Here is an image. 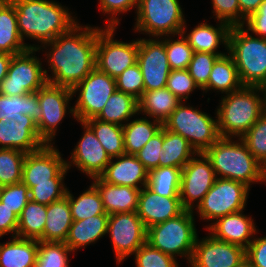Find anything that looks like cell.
I'll list each match as a JSON object with an SVG mask.
<instances>
[{"instance_id": "obj_1", "label": "cell", "mask_w": 266, "mask_h": 267, "mask_svg": "<svg viewBox=\"0 0 266 267\" xmlns=\"http://www.w3.org/2000/svg\"><path fill=\"white\" fill-rule=\"evenodd\" d=\"M96 44L97 26L77 23L66 33L40 46L39 50H49L45 55L52 76L44 69L48 83L70 89L80 83L96 67Z\"/></svg>"}, {"instance_id": "obj_2", "label": "cell", "mask_w": 266, "mask_h": 267, "mask_svg": "<svg viewBox=\"0 0 266 267\" xmlns=\"http://www.w3.org/2000/svg\"><path fill=\"white\" fill-rule=\"evenodd\" d=\"M16 9L21 39H33L41 45L51 42L78 23L62 4L53 0H10Z\"/></svg>"}, {"instance_id": "obj_3", "label": "cell", "mask_w": 266, "mask_h": 267, "mask_svg": "<svg viewBox=\"0 0 266 267\" xmlns=\"http://www.w3.org/2000/svg\"><path fill=\"white\" fill-rule=\"evenodd\" d=\"M220 101L215 113L219 134L225 138H241L265 112L262 87L242 86Z\"/></svg>"}, {"instance_id": "obj_4", "label": "cell", "mask_w": 266, "mask_h": 267, "mask_svg": "<svg viewBox=\"0 0 266 267\" xmlns=\"http://www.w3.org/2000/svg\"><path fill=\"white\" fill-rule=\"evenodd\" d=\"M220 137L204 153L210 159L216 177L234 180L250 188L262 183V165L238 138Z\"/></svg>"}, {"instance_id": "obj_5", "label": "cell", "mask_w": 266, "mask_h": 267, "mask_svg": "<svg viewBox=\"0 0 266 267\" xmlns=\"http://www.w3.org/2000/svg\"><path fill=\"white\" fill-rule=\"evenodd\" d=\"M227 52L233 58L243 86L266 84V39L254 37L242 26H232Z\"/></svg>"}, {"instance_id": "obj_6", "label": "cell", "mask_w": 266, "mask_h": 267, "mask_svg": "<svg viewBox=\"0 0 266 267\" xmlns=\"http://www.w3.org/2000/svg\"><path fill=\"white\" fill-rule=\"evenodd\" d=\"M193 213L184 210L175 218L147 228L146 242L175 259L185 257L189 264L198 236Z\"/></svg>"}, {"instance_id": "obj_7", "label": "cell", "mask_w": 266, "mask_h": 267, "mask_svg": "<svg viewBox=\"0 0 266 267\" xmlns=\"http://www.w3.org/2000/svg\"><path fill=\"white\" fill-rule=\"evenodd\" d=\"M181 102L172 112L163 126L183 136L197 153L205 152L221 136L218 130L217 116L215 119L206 112Z\"/></svg>"}, {"instance_id": "obj_8", "label": "cell", "mask_w": 266, "mask_h": 267, "mask_svg": "<svg viewBox=\"0 0 266 267\" xmlns=\"http://www.w3.org/2000/svg\"><path fill=\"white\" fill-rule=\"evenodd\" d=\"M134 29L149 37L177 36L186 24L179 0H139Z\"/></svg>"}, {"instance_id": "obj_9", "label": "cell", "mask_w": 266, "mask_h": 267, "mask_svg": "<svg viewBox=\"0 0 266 267\" xmlns=\"http://www.w3.org/2000/svg\"><path fill=\"white\" fill-rule=\"evenodd\" d=\"M37 51H39L37 48H28L12 56L7 75L0 84L1 94L26 95L37 92L48 82L41 59L35 56Z\"/></svg>"}, {"instance_id": "obj_10", "label": "cell", "mask_w": 266, "mask_h": 267, "mask_svg": "<svg viewBox=\"0 0 266 267\" xmlns=\"http://www.w3.org/2000/svg\"><path fill=\"white\" fill-rule=\"evenodd\" d=\"M249 191L243 183L217 177L195 210L201 220L215 222L220 217L245 210Z\"/></svg>"}, {"instance_id": "obj_11", "label": "cell", "mask_w": 266, "mask_h": 267, "mask_svg": "<svg viewBox=\"0 0 266 267\" xmlns=\"http://www.w3.org/2000/svg\"><path fill=\"white\" fill-rule=\"evenodd\" d=\"M73 96L79 94L74 109L77 122L95 118L104 108L109 97L115 92V78L96 67L72 89Z\"/></svg>"}, {"instance_id": "obj_12", "label": "cell", "mask_w": 266, "mask_h": 267, "mask_svg": "<svg viewBox=\"0 0 266 267\" xmlns=\"http://www.w3.org/2000/svg\"><path fill=\"white\" fill-rule=\"evenodd\" d=\"M115 29L97 26L96 68L112 78L137 63L138 57V39L129 43L113 39Z\"/></svg>"}, {"instance_id": "obj_13", "label": "cell", "mask_w": 266, "mask_h": 267, "mask_svg": "<svg viewBox=\"0 0 266 267\" xmlns=\"http://www.w3.org/2000/svg\"><path fill=\"white\" fill-rule=\"evenodd\" d=\"M41 119L36 123L40 138L48 145H54L56 131L60 122L68 112L74 117L73 107H69L72 100V90L68 87L46 83L37 92Z\"/></svg>"}, {"instance_id": "obj_14", "label": "cell", "mask_w": 266, "mask_h": 267, "mask_svg": "<svg viewBox=\"0 0 266 267\" xmlns=\"http://www.w3.org/2000/svg\"><path fill=\"white\" fill-rule=\"evenodd\" d=\"M107 234L120 265L146 242L147 229L137 212H122L109 215Z\"/></svg>"}, {"instance_id": "obj_15", "label": "cell", "mask_w": 266, "mask_h": 267, "mask_svg": "<svg viewBox=\"0 0 266 267\" xmlns=\"http://www.w3.org/2000/svg\"><path fill=\"white\" fill-rule=\"evenodd\" d=\"M195 156L182 168L179 191L182 207L192 211L212 188L217 178L205 153H196Z\"/></svg>"}, {"instance_id": "obj_16", "label": "cell", "mask_w": 266, "mask_h": 267, "mask_svg": "<svg viewBox=\"0 0 266 267\" xmlns=\"http://www.w3.org/2000/svg\"><path fill=\"white\" fill-rule=\"evenodd\" d=\"M137 63L143 75L144 91L166 87L171 68L163 37L138 38Z\"/></svg>"}, {"instance_id": "obj_17", "label": "cell", "mask_w": 266, "mask_h": 267, "mask_svg": "<svg viewBox=\"0 0 266 267\" xmlns=\"http://www.w3.org/2000/svg\"><path fill=\"white\" fill-rule=\"evenodd\" d=\"M208 234L201 240L197 236L191 267H237L246 258V249Z\"/></svg>"}, {"instance_id": "obj_18", "label": "cell", "mask_w": 266, "mask_h": 267, "mask_svg": "<svg viewBox=\"0 0 266 267\" xmlns=\"http://www.w3.org/2000/svg\"><path fill=\"white\" fill-rule=\"evenodd\" d=\"M84 132L76 147L71 153V161L66 166L71 169L74 165L88 177H99L109 164L111 157L106 153L93 130L85 123L80 122Z\"/></svg>"}, {"instance_id": "obj_19", "label": "cell", "mask_w": 266, "mask_h": 267, "mask_svg": "<svg viewBox=\"0 0 266 267\" xmlns=\"http://www.w3.org/2000/svg\"><path fill=\"white\" fill-rule=\"evenodd\" d=\"M56 146L44 145L38 151L27 153L23 164L22 182L30 189L34 183L50 182L65 167L66 160Z\"/></svg>"}, {"instance_id": "obj_20", "label": "cell", "mask_w": 266, "mask_h": 267, "mask_svg": "<svg viewBox=\"0 0 266 267\" xmlns=\"http://www.w3.org/2000/svg\"><path fill=\"white\" fill-rule=\"evenodd\" d=\"M47 145L39 136L36 122L24 115V118L0 120V148L15 149L24 153H33Z\"/></svg>"}, {"instance_id": "obj_21", "label": "cell", "mask_w": 266, "mask_h": 267, "mask_svg": "<svg viewBox=\"0 0 266 267\" xmlns=\"http://www.w3.org/2000/svg\"><path fill=\"white\" fill-rule=\"evenodd\" d=\"M184 210L180 197L158 195L147 185L140 190L136 212L146 229L175 218Z\"/></svg>"}, {"instance_id": "obj_22", "label": "cell", "mask_w": 266, "mask_h": 267, "mask_svg": "<svg viewBox=\"0 0 266 267\" xmlns=\"http://www.w3.org/2000/svg\"><path fill=\"white\" fill-rule=\"evenodd\" d=\"M243 210L218 218L207 225V230L217 240L238 245L247 249L257 229L252 217L243 214ZM252 236V237H251Z\"/></svg>"}, {"instance_id": "obj_23", "label": "cell", "mask_w": 266, "mask_h": 267, "mask_svg": "<svg viewBox=\"0 0 266 267\" xmlns=\"http://www.w3.org/2000/svg\"><path fill=\"white\" fill-rule=\"evenodd\" d=\"M148 174L143 163L135 155L125 153L111 158L105 171L99 177L112 185L142 189L148 183Z\"/></svg>"}, {"instance_id": "obj_24", "label": "cell", "mask_w": 266, "mask_h": 267, "mask_svg": "<svg viewBox=\"0 0 266 267\" xmlns=\"http://www.w3.org/2000/svg\"><path fill=\"white\" fill-rule=\"evenodd\" d=\"M218 22L219 24L216 25L217 27H214L207 22L200 23L188 34H186L187 27L184 24L181 34L193 48L194 52H206L222 56L226 53L217 51V48L219 45L223 44L225 50H228V40L231 26L222 21Z\"/></svg>"}, {"instance_id": "obj_25", "label": "cell", "mask_w": 266, "mask_h": 267, "mask_svg": "<svg viewBox=\"0 0 266 267\" xmlns=\"http://www.w3.org/2000/svg\"><path fill=\"white\" fill-rule=\"evenodd\" d=\"M92 185L98 190L108 215L122 212H136L141 189L124 185H112L100 177L92 178Z\"/></svg>"}, {"instance_id": "obj_26", "label": "cell", "mask_w": 266, "mask_h": 267, "mask_svg": "<svg viewBox=\"0 0 266 267\" xmlns=\"http://www.w3.org/2000/svg\"><path fill=\"white\" fill-rule=\"evenodd\" d=\"M28 48H34V44L21 39L15 6L10 0H0V52L15 55Z\"/></svg>"}, {"instance_id": "obj_27", "label": "cell", "mask_w": 266, "mask_h": 267, "mask_svg": "<svg viewBox=\"0 0 266 267\" xmlns=\"http://www.w3.org/2000/svg\"><path fill=\"white\" fill-rule=\"evenodd\" d=\"M108 214L95 215L79 221H73L65 244L73 251L95 243L107 234ZM81 247V248H80Z\"/></svg>"}, {"instance_id": "obj_28", "label": "cell", "mask_w": 266, "mask_h": 267, "mask_svg": "<svg viewBox=\"0 0 266 267\" xmlns=\"http://www.w3.org/2000/svg\"><path fill=\"white\" fill-rule=\"evenodd\" d=\"M39 241L13 237L0 243V267H35Z\"/></svg>"}, {"instance_id": "obj_29", "label": "cell", "mask_w": 266, "mask_h": 267, "mask_svg": "<svg viewBox=\"0 0 266 267\" xmlns=\"http://www.w3.org/2000/svg\"><path fill=\"white\" fill-rule=\"evenodd\" d=\"M182 101L166 87L153 91H144L138 100V113L153 118L162 124Z\"/></svg>"}, {"instance_id": "obj_30", "label": "cell", "mask_w": 266, "mask_h": 267, "mask_svg": "<svg viewBox=\"0 0 266 267\" xmlns=\"http://www.w3.org/2000/svg\"><path fill=\"white\" fill-rule=\"evenodd\" d=\"M46 214L43 241L65 242L73 223L69 200L64 197L47 205Z\"/></svg>"}, {"instance_id": "obj_31", "label": "cell", "mask_w": 266, "mask_h": 267, "mask_svg": "<svg viewBox=\"0 0 266 267\" xmlns=\"http://www.w3.org/2000/svg\"><path fill=\"white\" fill-rule=\"evenodd\" d=\"M162 152L159 157V167L168 166L180 169L197 153L183 136L167 130L164 126Z\"/></svg>"}, {"instance_id": "obj_32", "label": "cell", "mask_w": 266, "mask_h": 267, "mask_svg": "<svg viewBox=\"0 0 266 267\" xmlns=\"http://www.w3.org/2000/svg\"><path fill=\"white\" fill-rule=\"evenodd\" d=\"M226 53L216 59L207 86L202 90L203 93L213 89L221 94H229L243 86L233 58L228 52Z\"/></svg>"}, {"instance_id": "obj_33", "label": "cell", "mask_w": 266, "mask_h": 267, "mask_svg": "<svg viewBox=\"0 0 266 267\" xmlns=\"http://www.w3.org/2000/svg\"><path fill=\"white\" fill-rule=\"evenodd\" d=\"M24 115H28L36 123L41 119L42 113L36 92L16 96L0 93V120L24 118Z\"/></svg>"}, {"instance_id": "obj_34", "label": "cell", "mask_w": 266, "mask_h": 267, "mask_svg": "<svg viewBox=\"0 0 266 267\" xmlns=\"http://www.w3.org/2000/svg\"><path fill=\"white\" fill-rule=\"evenodd\" d=\"M136 114L139 115L138 100L129 94L115 90L95 118L124 126Z\"/></svg>"}, {"instance_id": "obj_35", "label": "cell", "mask_w": 266, "mask_h": 267, "mask_svg": "<svg viewBox=\"0 0 266 267\" xmlns=\"http://www.w3.org/2000/svg\"><path fill=\"white\" fill-rule=\"evenodd\" d=\"M148 120L147 117L135 118L123 126L125 153L135 155L143 146L158 133L163 124L157 120Z\"/></svg>"}, {"instance_id": "obj_36", "label": "cell", "mask_w": 266, "mask_h": 267, "mask_svg": "<svg viewBox=\"0 0 266 267\" xmlns=\"http://www.w3.org/2000/svg\"><path fill=\"white\" fill-rule=\"evenodd\" d=\"M47 206L29 200L18 217L16 237L43 241Z\"/></svg>"}, {"instance_id": "obj_37", "label": "cell", "mask_w": 266, "mask_h": 267, "mask_svg": "<svg viewBox=\"0 0 266 267\" xmlns=\"http://www.w3.org/2000/svg\"><path fill=\"white\" fill-rule=\"evenodd\" d=\"M84 122L93 130L97 139L111 158L125 154L123 126L103 122L96 118H91Z\"/></svg>"}, {"instance_id": "obj_38", "label": "cell", "mask_w": 266, "mask_h": 267, "mask_svg": "<svg viewBox=\"0 0 266 267\" xmlns=\"http://www.w3.org/2000/svg\"><path fill=\"white\" fill-rule=\"evenodd\" d=\"M69 200L73 221L83 220L95 215L107 214L98 190L91 184L79 197H74L67 190L66 196Z\"/></svg>"}, {"instance_id": "obj_39", "label": "cell", "mask_w": 266, "mask_h": 267, "mask_svg": "<svg viewBox=\"0 0 266 267\" xmlns=\"http://www.w3.org/2000/svg\"><path fill=\"white\" fill-rule=\"evenodd\" d=\"M182 169L158 167L148 174L147 186L156 194L166 197H179Z\"/></svg>"}, {"instance_id": "obj_40", "label": "cell", "mask_w": 266, "mask_h": 267, "mask_svg": "<svg viewBox=\"0 0 266 267\" xmlns=\"http://www.w3.org/2000/svg\"><path fill=\"white\" fill-rule=\"evenodd\" d=\"M68 170L66 166L55 178L50 179V182L34 183L29 189L30 200L47 206L64 198L68 190L64 184Z\"/></svg>"}, {"instance_id": "obj_41", "label": "cell", "mask_w": 266, "mask_h": 267, "mask_svg": "<svg viewBox=\"0 0 266 267\" xmlns=\"http://www.w3.org/2000/svg\"><path fill=\"white\" fill-rule=\"evenodd\" d=\"M26 153L0 148V186H8L22 181L23 164Z\"/></svg>"}, {"instance_id": "obj_42", "label": "cell", "mask_w": 266, "mask_h": 267, "mask_svg": "<svg viewBox=\"0 0 266 267\" xmlns=\"http://www.w3.org/2000/svg\"><path fill=\"white\" fill-rule=\"evenodd\" d=\"M72 252L65 242L39 241L35 267H69Z\"/></svg>"}, {"instance_id": "obj_43", "label": "cell", "mask_w": 266, "mask_h": 267, "mask_svg": "<svg viewBox=\"0 0 266 267\" xmlns=\"http://www.w3.org/2000/svg\"><path fill=\"white\" fill-rule=\"evenodd\" d=\"M240 139L255 159L263 165L266 162V112Z\"/></svg>"}, {"instance_id": "obj_44", "label": "cell", "mask_w": 266, "mask_h": 267, "mask_svg": "<svg viewBox=\"0 0 266 267\" xmlns=\"http://www.w3.org/2000/svg\"><path fill=\"white\" fill-rule=\"evenodd\" d=\"M178 36L176 40L172 39V36L164 37L165 50L171 70L187 69L194 53L193 48L183 35L178 34Z\"/></svg>"}, {"instance_id": "obj_45", "label": "cell", "mask_w": 266, "mask_h": 267, "mask_svg": "<svg viewBox=\"0 0 266 267\" xmlns=\"http://www.w3.org/2000/svg\"><path fill=\"white\" fill-rule=\"evenodd\" d=\"M218 57L217 54L206 52L193 53L187 70L200 90L207 86L212 67Z\"/></svg>"}, {"instance_id": "obj_46", "label": "cell", "mask_w": 266, "mask_h": 267, "mask_svg": "<svg viewBox=\"0 0 266 267\" xmlns=\"http://www.w3.org/2000/svg\"><path fill=\"white\" fill-rule=\"evenodd\" d=\"M133 255L136 267H179L173 256L163 253L145 242Z\"/></svg>"}, {"instance_id": "obj_47", "label": "cell", "mask_w": 266, "mask_h": 267, "mask_svg": "<svg viewBox=\"0 0 266 267\" xmlns=\"http://www.w3.org/2000/svg\"><path fill=\"white\" fill-rule=\"evenodd\" d=\"M116 89L140 99L144 92V80L138 63L126 68L117 78Z\"/></svg>"}, {"instance_id": "obj_48", "label": "cell", "mask_w": 266, "mask_h": 267, "mask_svg": "<svg viewBox=\"0 0 266 267\" xmlns=\"http://www.w3.org/2000/svg\"><path fill=\"white\" fill-rule=\"evenodd\" d=\"M166 88L179 100L185 102L195 89H199L187 69L171 70Z\"/></svg>"}, {"instance_id": "obj_49", "label": "cell", "mask_w": 266, "mask_h": 267, "mask_svg": "<svg viewBox=\"0 0 266 267\" xmlns=\"http://www.w3.org/2000/svg\"><path fill=\"white\" fill-rule=\"evenodd\" d=\"M29 200V188L22 181L13 185L3 186L0 201L18 217Z\"/></svg>"}, {"instance_id": "obj_50", "label": "cell", "mask_w": 266, "mask_h": 267, "mask_svg": "<svg viewBox=\"0 0 266 267\" xmlns=\"http://www.w3.org/2000/svg\"><path fill=\"white\" fill-rule=\"evenodd\" d=\"M163 126L144 146L135 154L137 159L143 163L145 169L150 172L159 167V157L162 155Z\"/></svg>"}, {"instance_id": "obj_51", "label": "cell", "mask_w": 266, "mask_h": 267, "mask_svg": "<svg viewBox=\"0 0 266 267\" xmlns=\"http://www.w3.org/2000/svg\"><path fill=\"white\" fill-rule=\"evenodd\" d=\"M139 0H99V9L102 13L109 15L107 18L106 27H116L119 25V18L116 17L120 13H126L131 11L132 8L138 7Z\"/></svg>"}, {"instance_id": "obj_52", "label": "cell", "mask_w": 266, "mask_h": 267, "mask_svg": "<svg viewBox=\"0 0 266 267\" xmlns=\"http://www.w3.org/2000/svg\"><path fill=\"white\" fill-rule=\"evenodd\" d=\"M214 14L218 21L232 26H240V6L238 0H211Z\"/></svg>"}, {"instance_id": "obj_53", "label": "cell", "mask_w": 266, "mask_h": 267, "mask_svg": "<svg viewBox=\"0 0 266 267\" xmlns=\"http://www.w3.org/2000/svg\"><path fill=\"white\" fill-rule=\"evenodd\" d=\"M244 27L249 32L266 39V0L246 19Z\"/></svg>"}, {"instance_id": "obj_54", "label": "cell", "mask_w": 266, "mask_h": 267, "mask_svg": "<svg viewBox=\"0 0 266 267\" xmlns=\"http://www.w3.org/2000/svg\"><path fill=\"white\" fill-rule=\"evenodd\" d=\"M246 258L254 267H266V236L253 238L246 249Z\"/></svg>"}, {"instance_id": "obj_55", "label": "cell", "mask_w": 266, "mask_h": 267, "mask_svg": "<svg viewBox=\"0 0 266 267\" xmlns=\"http://www.w3.org/2000/svg\"><path fill=\"white\" fill-rule=\"evenodd\" d=\"M18 228V216L0 201V238L11 234L16 237Z\"/></svg>"}, {"instance_id": "obj_56", "label": "cell", "mask_w": 266, "mask_h": 267, "mask_svg": "<svg viewBox=\"0 0 266 267\" xmlns=\"http://www.w3.org/2000/svg\"><path fill=\"white\" fill-rule=\"evenodd\" d=\"M264 0H238L240 6V26L245 24L246 19L259 9Z\"/></svg>"}, {"instance_id": "obj_57", "label": "cell", "mask_w": 266, "mask_h": 267, "mask_svg": "<svg viewBox=\"0 0 266 267\" xmlns=\"http://www.w3.org/2000/svg\"><path fill=\"white\" fill-rule=\"evenodd\" d=\"M11 54L0 52V84L1 81L6 77L8 72V66L12 59Z\"/></svg>"}, {"instance_id": "obj_58", "label": "cell", "mask_w": 266, "mask_h": 267, "mask_svg": "<svg viewBox=\"0 0 266 267\" xmlns=\"http://www.w3.org/2000/svg\"><path fill=\"white\" fill-rule=\"evenodd\" d=\"M237 267H254V266L247 258H245Z\"/></svg>"}, {"instance_id": "obj_59", "label": "cell", "mask_w": 266, "mask_h": 267, "mask_svg": "<svg viewBox=\"0 0 266 267\" xmlns=\"http://www.w3.org/2000/svg\"><path fill=\"white\" fill-rule=\"evenodd\" d=\"M262 182H266V162L262 165Z\"/></svg>"}, {"instance_id": "obj_60", "label": "cell", "mask_w": 266, "mask_h": 267, "mask_svg": "<svg viewBox=\"0 0 266 267\" xmlns=\"http://www.w3.org/2000/svg\"><path fill=\"white\" fill-rule=\"evenodd\" d=\"M264 92V103H265V112H266V84L262 87Z\"/></svg>"}, {"instance_id": "obj_61", "label": "cell", "mask_w": 266, "mask_h": 267, "mask_svg": "<svg viewBox=\"0 0 266 267\" xmlns=\"http://www.w3.org/2000/svg\"><path fill=\"white\" fill-rule=\"evenodd\" d=\"M2 189H3V186H0V200H1V196H2Z\"/></svg>"}]
</instances>
